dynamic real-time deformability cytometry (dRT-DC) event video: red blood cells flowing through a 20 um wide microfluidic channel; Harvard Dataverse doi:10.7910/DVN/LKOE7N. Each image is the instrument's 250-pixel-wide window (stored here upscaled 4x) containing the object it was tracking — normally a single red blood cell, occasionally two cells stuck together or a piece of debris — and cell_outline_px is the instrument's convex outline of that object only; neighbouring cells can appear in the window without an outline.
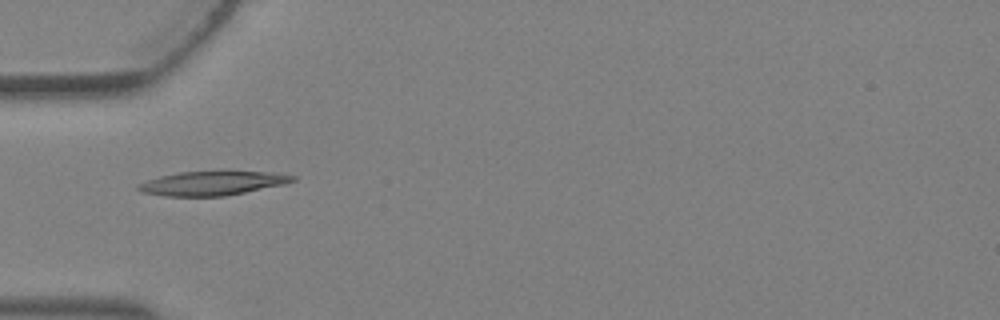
{"species": "Egyptian fruit bat (a non-hibernating species)", "species_latin": "Rousettus aegyptiacus", "temperature_condition": "warm", "stored_images_in_passage": 5, "camera_frame_rate_fps": 3000, "um_per_image_px": 0.085, "animal": {"sex": "female"}, "frame": {"image": 1, "passage_image": 4, "time_ms": 1.0, "image_size_px": [1000, 320], "cell_outline_px": [[296, 180], [284, 184], [224, 196], [164, 196], [140, 192], [136, 188], [136, 184], [160, 176], [180, 172], [264, 172], [296, 176]], "centroid_in_image_um": [17.97, 15.59], "position_along_channel_um": 67.0, "area_um2": 21.27}}
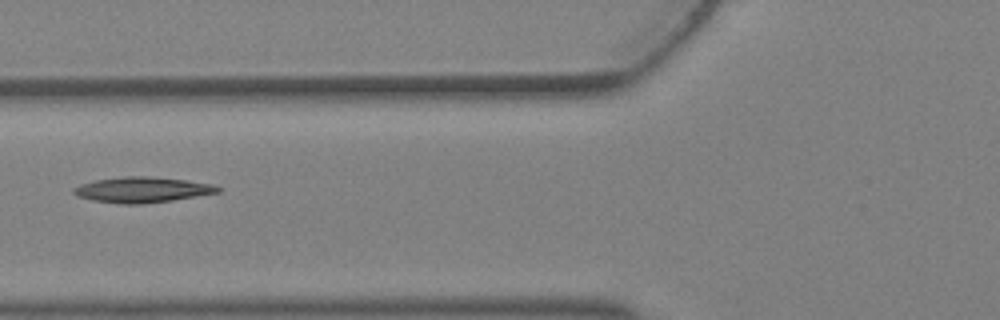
{"frame": {"image": 2, "passage_image": 5, "time_ms": 1.333, "image_size_px": [1000, 320], "cell_outline_px": [[220, 192], [172, 200], [140, 204], [120, 204], [92, 200], [76, 196], [72, 192], [72, 188], [80, 184], [96, 180], [124, 176], [148, 176], [184, 180], [212, 184], [220, 188]], "centroid_in_image_um": [12.03, 16.13], "position_along_channel_um": 113.8, "area_um2": 21.33}}